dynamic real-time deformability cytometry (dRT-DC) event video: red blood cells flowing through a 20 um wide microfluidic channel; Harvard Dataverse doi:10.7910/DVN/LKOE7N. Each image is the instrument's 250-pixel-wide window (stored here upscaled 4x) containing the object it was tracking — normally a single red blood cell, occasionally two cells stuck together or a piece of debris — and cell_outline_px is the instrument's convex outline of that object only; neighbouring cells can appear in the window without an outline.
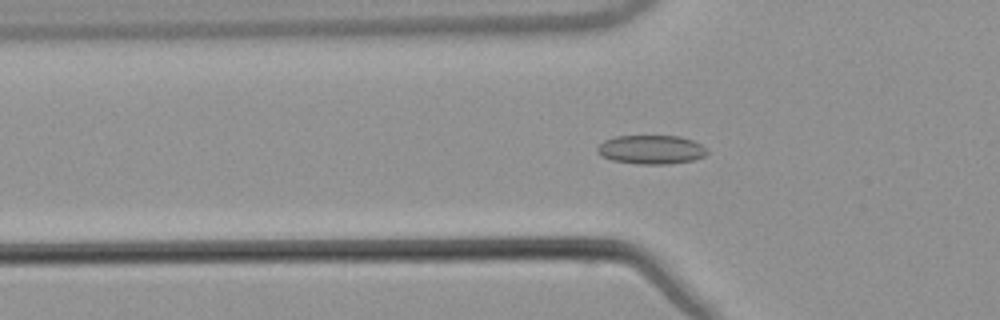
{"species": "common noctule bat (a hibernating species)", "species_latin": "Nyctalus noctula", "temperature_condition": "warm", "stored_images_in_passage": 55, "camera_frame_rate_fps": 3000, "um_per_image_px": 0.085, "animal": {"sex": "male", "body_mass_g": 21.5, "forearm_length_mm": 52.0}, "frame": {"image": 1, "passage_image": 19, "time_ms": 6.0, "image_size_px": [1000, 320], "cell_outline_px": [[708, 152], [704, 156], [692, 160], [664, 164], [636, 164], [612, 160], [600, 156], [596, 152], [596, 148], [604, 140], [616, 136], [680, 136], [692, 140], [700, 144]], "centroid_in_image_um": [55.29, 12.71], "position_along_channel_um": 70.5, "area_um2": 18.44}}
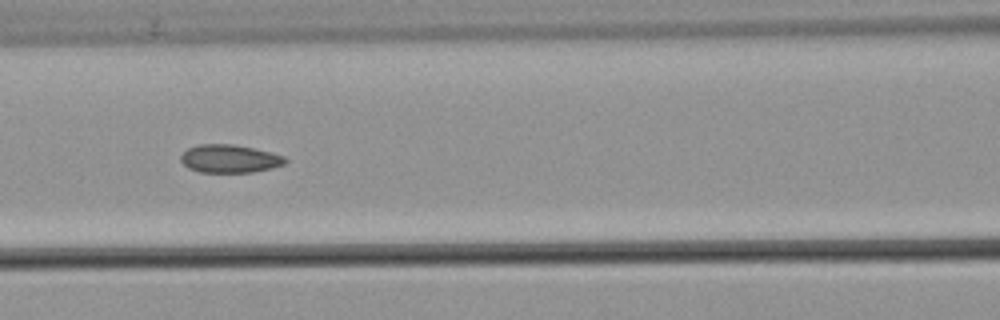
{"frame": {"image": 2, "passage_image": 25, "time_ms": 8.0, "image_size_px": [1000, 320], "cell_outline_px": [[288, 160], [284, 164], [272, 168], [252, 172], [200, 172], [188, 168], [180, 160], [180, 156], [188, 148], [200, 144], [232, 144], [252, 148], [284, 156]], "centroid_in_image_um": [19.5, 13.49], "position_along_channel_um": 147.1, "area_um2": 16.94}}
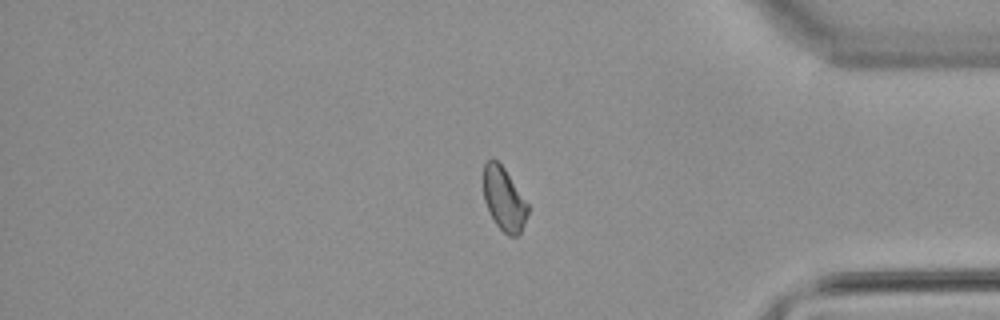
{"frame": {"image": 3, "passage_image": 46, "time_ms": 15.0, "image_size_px": [1000, 320], "cell_outline_px": [[528, 212], [520, 232], [516, 236], [508, 236], [496, 224], [484, 200], [484, 164], [488, 160], [496, 160], [504, 168], [528, 204]], "centroid_in_image_um": [42.83, 16.92], "position_along_channel_um": 392.4, "area_um2": 15.9}, "authors_computed_cell_mechanics": {"area_um2": 17.4556, "velocity_mm_per_s": 3.8329, "shape_relaxation_time_tau1_ms": null, "shape_relaxation_time_tau2_ms": 4.6911, "deformation_change_tau1": null, "deformation_change_tau2": 0.0856}}